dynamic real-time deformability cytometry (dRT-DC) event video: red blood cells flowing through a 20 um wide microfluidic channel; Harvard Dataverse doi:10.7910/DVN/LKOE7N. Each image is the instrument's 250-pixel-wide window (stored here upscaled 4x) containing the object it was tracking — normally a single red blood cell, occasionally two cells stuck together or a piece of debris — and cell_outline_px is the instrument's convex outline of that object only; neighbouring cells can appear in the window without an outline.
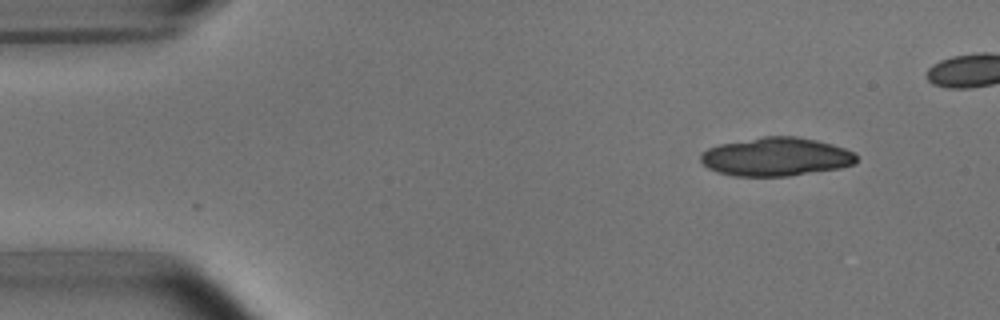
{"species": "common noctule bat (a hibernating species)", "species_latin": "Nyctalus noctula", "temperature_condition": "room temperature", "stored_images_in_passage": 10, "segment_of_instrument_passage": [1, 2], "camera_frame_rate_fps": 3000, "um_per_image_px": 0.085, "animal": {"sex": "male", "body_mass_g": 15.6}, "frame": {"image": 1, "passage_image": 1, "time_ms": 0.0, "image_size_px": [1000, 320], "cell_outline_px": [[856, 164], [840, 168], [788, 176], [732, 176], [716, 172], [708, 168], [700, 160], [700, 152], [708, 148], [720, 144], [764, 136], [796, 136], [816, 140], [832, 144], [844, 148], [852, 152], [856, 156]], "centroid_in_image_um": [65.94, 13.33], "position_along_channel_um": 19.1, "area_um2": 35.03}}
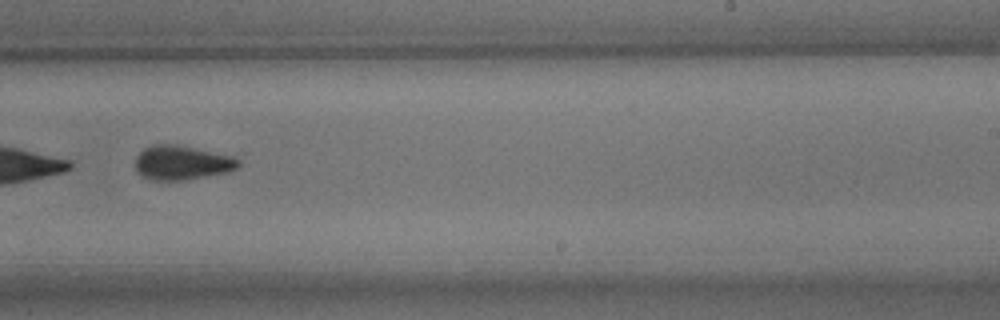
{"frame": {"image": 2, "passage_image": 9, "time_ms": 9.333, "image_size_px": [1000, 320], "cell_outline_px": [[240, 164], [236, 168], [228, 172], [184, 180], [152, 180], [136, 172], [136, 156], [144, 148], [152, 144], [176, 144], [232, 156], [240, 160]], "centroid_in_image_um": [15.44, 13.82], "position_along_channel_um": 273.6, "area_um2": 20.52}}